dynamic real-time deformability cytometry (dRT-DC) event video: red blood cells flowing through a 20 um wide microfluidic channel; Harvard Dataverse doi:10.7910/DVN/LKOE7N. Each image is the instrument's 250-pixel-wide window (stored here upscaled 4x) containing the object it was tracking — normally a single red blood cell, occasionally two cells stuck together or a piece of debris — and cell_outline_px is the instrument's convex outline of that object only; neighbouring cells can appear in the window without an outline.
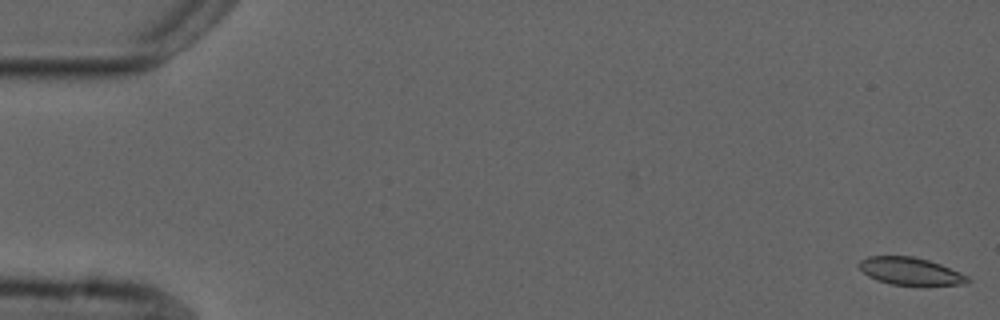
{"species": "common noctule bat (a hibernating species)", "species_latin": "Nyctalus noctula", "temperature_condition": "cold", "stored_images_in_passage": 55, "camera_frame_rate_fps": 3000, "um_per_image_px": 0.085, "animal": {"sex": "male", "forearm_length_mm": 52.5}, "frame": {"image": 1, "passage_image": 1, "time_ms": 0.0, "image_size_px": [1000, 320], "cell_outline_px": [[972, 280], [964, 284], [892, 284], [876, 280], [868, 276], [856, 264], [860, 260], [868, 256], [912, 256], [928, 260], [940, 264], [960, 272], [968, 276]], "centroid_in_image_um": [77.35, 23.03], "position_along_channel_um": 7.7, "area_um2": 17.11}}
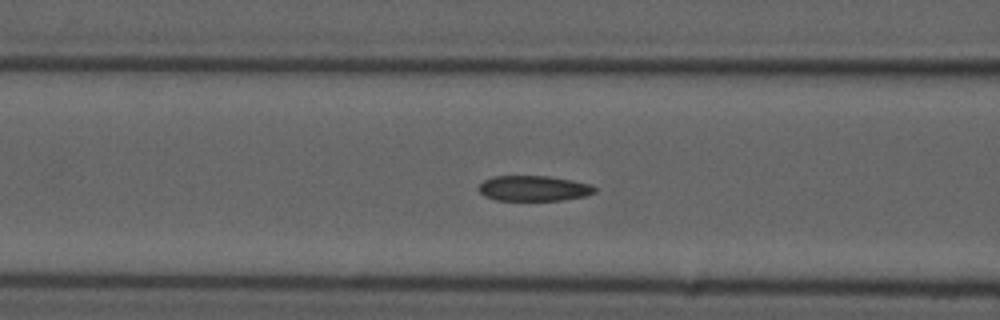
{"frame": {"image": 2, "passage_image": 22, "time_ms": 7.0, "image_size_px": [1000, 320], "cell_outline_px": [[596, 192], [584, 196], [560, 200], [496, 200], [484, 196], [476, 188], [484, 180], [492, 176], [548, 176], [572, 180], [592, 184], [596, 188]], "centroid_in_image_um": [45.35, 16.0], "position_along_channel_um": 121.3, "area_um2": 17.22}}
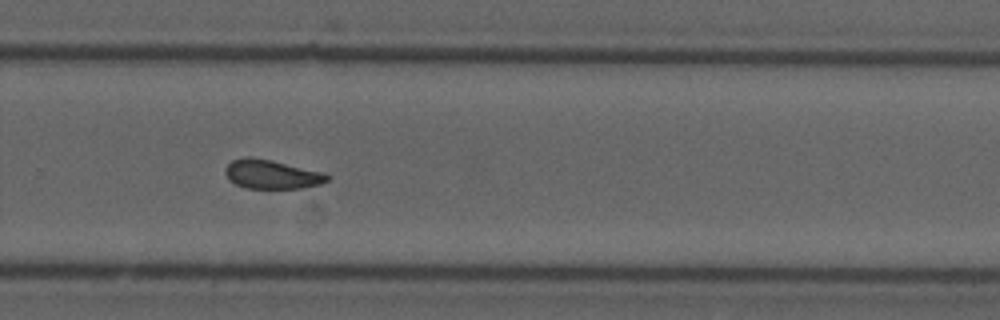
{"frame": {"image": 3, "passage_image": 37, "time_ms": 12.0, "image_size_px": [1000, 320], "cell_outline_px": [[332, 176], [328, 180], [320, 184], [300, 188], [248, 188], [236, 184], [228, 180], [224, 172], [224, 168], [232, 160], [244, 156], [252, 156], [272, 160], [324, 172]], "centroid_in_image_um": [23.08, 14.8], "position_along_channel_um": 306.7, "area_um2": 17.46}, "authors_computed_cell_mechanics": {"area_um2": 17.6868, "velocity_mm_per_s": 3.7187, "shape_relaxation_time_tau1_ms": 8.3478, "shape_relaxation_time_tau2_ms": 1.8781, "deformation_change_tau1": 0.1551, "deformation_change_tau2": 0.0779}}